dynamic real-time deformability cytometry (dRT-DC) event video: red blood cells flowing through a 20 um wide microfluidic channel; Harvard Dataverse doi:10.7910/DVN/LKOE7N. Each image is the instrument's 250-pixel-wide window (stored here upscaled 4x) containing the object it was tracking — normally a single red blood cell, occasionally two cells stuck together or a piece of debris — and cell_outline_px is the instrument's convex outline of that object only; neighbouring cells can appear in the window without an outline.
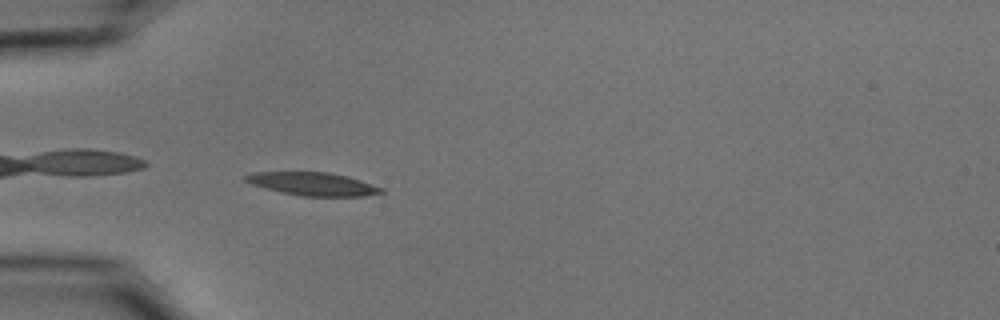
{"species": "common noctule bat (a hibernating species)", "species_latin": "Nyctalus noctula", "temperature_condition": "cold", "stored_images_in_passage": 38, "camera_frame_rate_fps": 3000, "um_per_image_px": 0.085, "animal": {"sex": "male", "body_mass_g": 15.6}, "frame": {"image": 1, "passage_image": 1, "time_ms": 0.0, "image_size_px": [1000, 320], "cell_outline_px": [[384, 192], [364, 196], [300, 196], [280, 192], [264, 188], [252, 184], [244, 180], [244, 176], [252, 172], [328, 172], [348, 176], [384, 188]], "centroid_in_image_um": [26.58, 15.63], "position_along_channel_um": 58.4, "area_um2": 18.32}}
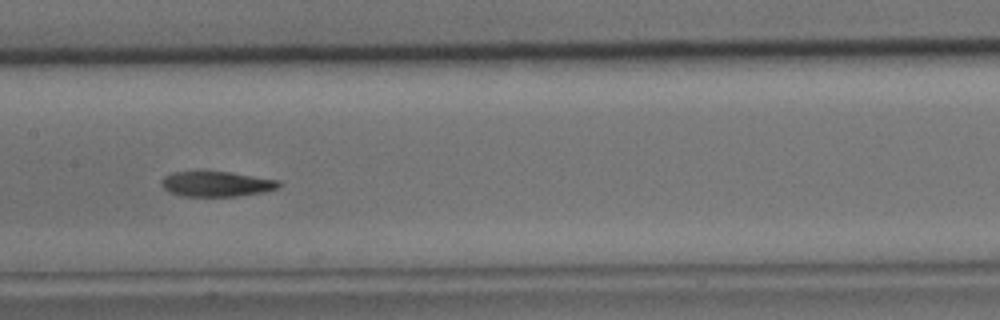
{"frame": {"image": 2, "passage_image": 12, "time_ms": 3.667, "image_size_px": [1000, 320], "cell_outline_px": [[284, 184], [276, 188], [264, 192], [236, 196], [180, 196], [164, 188], [160, 184], [160, 180], [164, 176], [172, 172], [232, 172], [280, 180]], "centroid_in_image_um": [18.43, 15.63], "position_along_channel_um": 189.0, "area_um2": 17.28}}
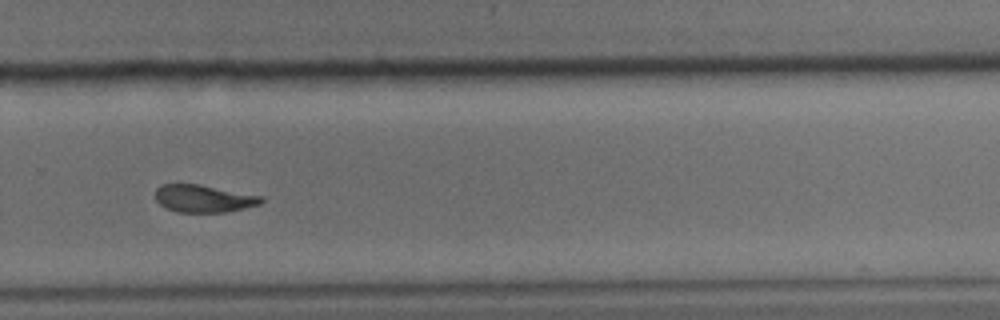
{"frame": {"image": 3, "passage_image": 22, "time_ms": 7.0, "image_size_px": [1000, 320], "cell_outline_px": [[264, 200], [260, 204], [244, 208], [224, 212], [176, 212], [160, 204], [156, 200], [156, 188], [160, 184], [196, 184], [264, 196]], "centroid_in_image_um": [17.31, 16.87], "position_along_channel_um": 312.5, "area_um2": 16.82}, "authors_computed_cell_mechanics": {"area_um2": 18.0047, "velocity_mm_per_s": 3.7249, "shape_relaxation_time_tau1_ms": 4.6007, "shape_relaxation_time_tau2_ms": 4.6369, "deformation_change_tau1": 0.2058, "deformation_change_tau2": 0.1156}}